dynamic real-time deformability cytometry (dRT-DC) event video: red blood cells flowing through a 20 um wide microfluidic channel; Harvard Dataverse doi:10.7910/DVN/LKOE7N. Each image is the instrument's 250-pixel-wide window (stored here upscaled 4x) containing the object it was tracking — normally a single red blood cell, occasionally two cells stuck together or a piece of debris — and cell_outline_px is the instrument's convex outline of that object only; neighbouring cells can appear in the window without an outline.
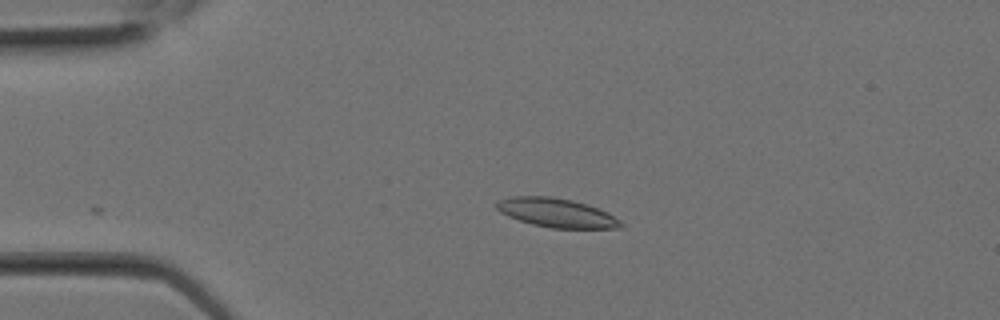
{"species": "Egyptian fruit bat (a non-hibernating species)", "species_latin": "Rousettus aegyptiacus", "temperature_condition": "room temperature", "stored_images_in_passage": 6, "camera_frame_rate_fps": 3000, "um_per_image_px": 0.085, "animal": {"sex": "female"}, "frame": {"image": 1, "passage_image": 6, "time_ms": 1.667, "image_size_px": [1000, 320], "cell_outline_px": [[624, 228], [552, 228], [532, 224], [508, 216], [500, 212], [496, 208], [496, 200], [512, 196], [552, 196], [572, 200], [596, 208], [620, 220], [624, 224]], "centroid_in_image_um": [47.26, 18.08], "position_along_channel_um": 37.7, "area_um2": 20.81}}